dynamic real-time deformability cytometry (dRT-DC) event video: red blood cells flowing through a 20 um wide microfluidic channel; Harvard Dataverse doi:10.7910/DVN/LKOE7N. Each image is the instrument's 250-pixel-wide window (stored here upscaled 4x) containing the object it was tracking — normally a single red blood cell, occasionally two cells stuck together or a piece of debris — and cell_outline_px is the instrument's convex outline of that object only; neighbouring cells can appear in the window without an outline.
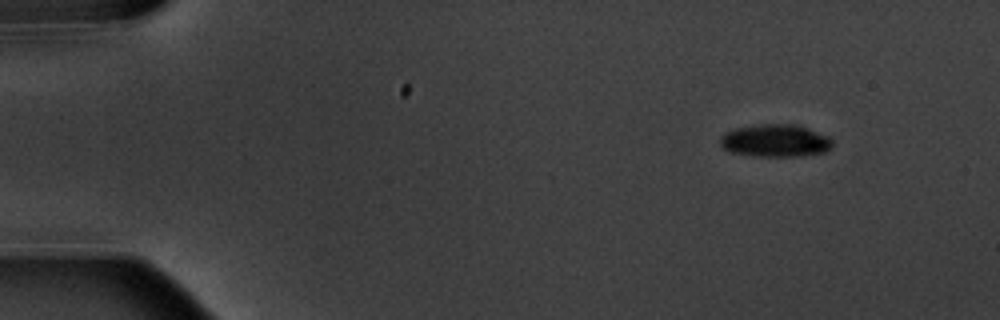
{"species": "common noctule bat (a hibernating species)", "species_latin": "Nyctalus noctula", "temperature_condition": "warm", "stored_images_in_passage": 5, "camera_frame_rate_fps": 3000, "um_per_image_px": 0.085, "animal": {"sex": "male", "body_mass_g": 20.1, "forearm_length_mm": 53.5}, "frame": {"image": 1, "passage_image": 2, "time_ms": 1.0, "image_size_px": [1000, 320], "cell_outline_px": [[832, 148], [824, 152], [800, 156], [752, 156], [732, 152], [724, 148], [720, 144], [720, 136], [724, 132], [736, 128], [756, 124], [796, 124], [808, 128], [828, 136], [832, 140]], "centroid_in_image_um": [65.89, 11.95], "position_along_channel_um": 19.1, "area_um2": 21.44}}
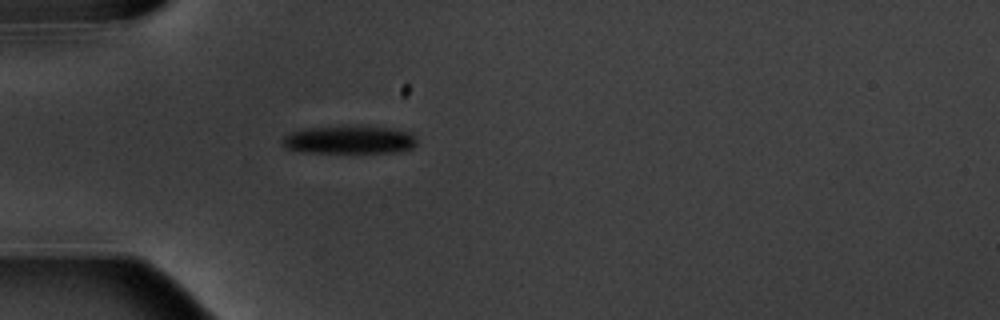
{"frame": {"image": 2, "passage_image": 5, "time_ms": 4.667, "image_size_px": [1000, 320], "cell_outline_px": [[416, 144], [412, 148], [400, 152], [300, 152], [288, 148], [284, 144], [284, 136], [292, 132], [308, 128], [396, 128], [412, 132], [416, 136]], "centroid_in_image_um": [29.79, 11.91], "position_along_channel_um": 55.2, "area_um2": 21.21}}